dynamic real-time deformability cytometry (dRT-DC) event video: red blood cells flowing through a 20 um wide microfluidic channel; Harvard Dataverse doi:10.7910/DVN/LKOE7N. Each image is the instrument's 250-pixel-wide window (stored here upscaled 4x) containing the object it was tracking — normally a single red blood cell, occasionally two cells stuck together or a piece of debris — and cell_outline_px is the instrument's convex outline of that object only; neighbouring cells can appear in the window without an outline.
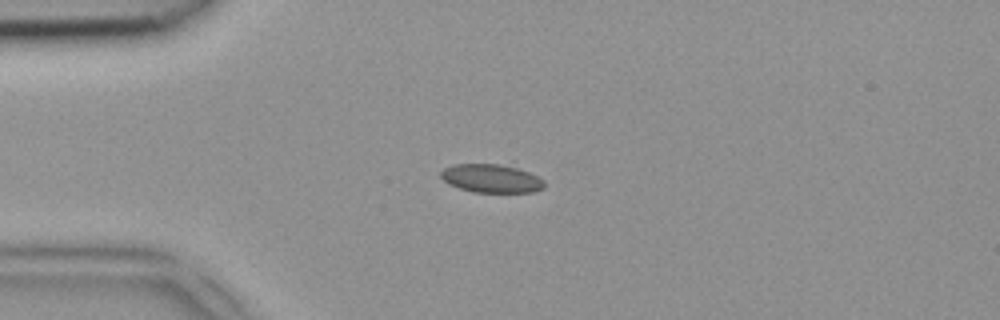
{"species": "common noctule bat (a hibernating species)", "species_latin": "Nyctalus noctula", "temperature_condition": "room temperature", "stored_images_in_passage": 47, "camera_frame_rate_fps": 3000, "um_per_image_px": 0.085, "animal": {"sex": "female", "body_mass_g": 18.4}, "frame": {"image": 1, "passage_image": 11, "time_ms": 3.333, "image_size_px": [1000, 320], "cell_outline_px": [[544, 188], [536, 192], [472, 192], [448, 184], [440, 176], [440, 172], [444, 168], [456, 164], [500, 164], [516, 168], [528, 172], [544, 180]], "centroid_in_image_um": [41.75, 15.17], "position_along_channel_um": 43.2, "area_um2": 17.05}}
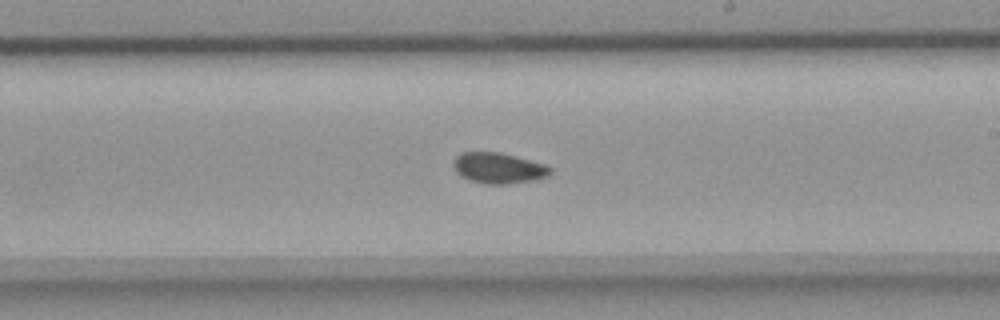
{"frame": {"image": 2, "passage_image": 27, "time_ms": 8.667, "image_size_px": [1000, 320], "cell_outline_px": [[552, 172], [548, 176], [532, 180], [508, 184], [488, 184], [472, 180], [460, 176], [456, 172], [452, 160], [460, 152], [500, 152], [516, 156], [544, 164], [552, 168]], "centroid_in_image_um": [42.36, 14.27], "position_along_channel_um": 246.6, "area_um2": 17.34}}
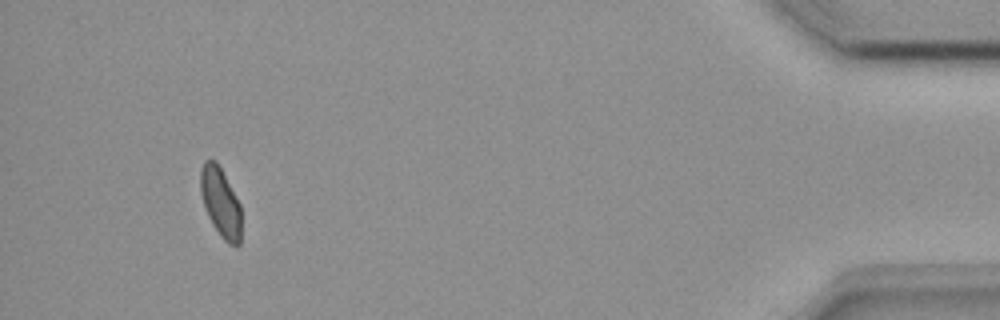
{"frame": {"image": 3, "passage_image": 44, "time_ms": 14.333, "image_size_px": [1000, 320], "cell_outline_px": [[240, 244], [228, 244], [220, 236], [212, 224], [208, 216], [200, 192], [200, 168], [204, 160], [216, 160], [240, 204]], "centroid_in_image_um": [18.72, 17.18], "position_along_channel_um": 416.5, "area_um2": 16.3}}